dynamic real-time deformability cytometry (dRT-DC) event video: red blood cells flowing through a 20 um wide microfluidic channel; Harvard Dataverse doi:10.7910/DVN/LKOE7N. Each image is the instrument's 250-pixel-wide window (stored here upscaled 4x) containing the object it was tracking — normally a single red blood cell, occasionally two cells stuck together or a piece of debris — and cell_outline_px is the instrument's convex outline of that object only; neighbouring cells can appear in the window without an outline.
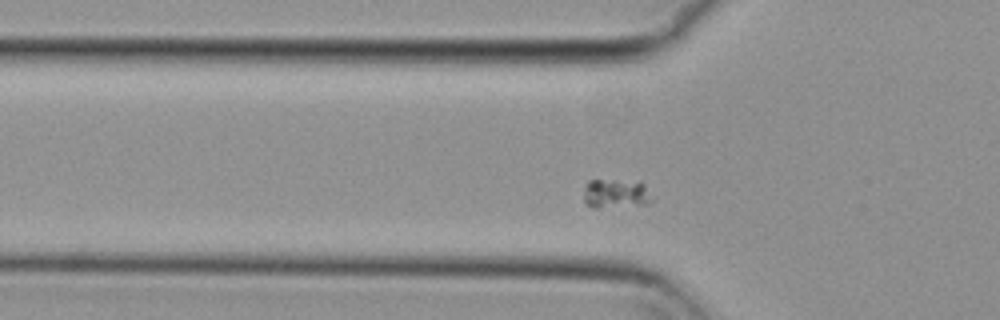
{"species": "common noctule bat (a hibernating species)", "species_latin": "Nyctalus noctula", "temperature_condition": "cold", "stored_images_in_passage": 36, "camera_frame_rate_fps": 3000, "um_per_image_px": 0.085, "animal": {"sex": "female", "body_mass_g": 29.2, "forearm_length_mm": 56.3}, "frame": {"image": 1, "passage_image": 9, "time_ms": 2.667, "image_size_px": [1000, 320], "cell_outline_px": [[648, 204], [600, 208], [592, 208], [584, 200], [584, 188], [588, 180], [640, 180], [644, 184], [648, 200]], "centroid_in_image_um": [52.26, 16.44], "position_along_channel_um": 73.5, "area_um2": 11.5}}
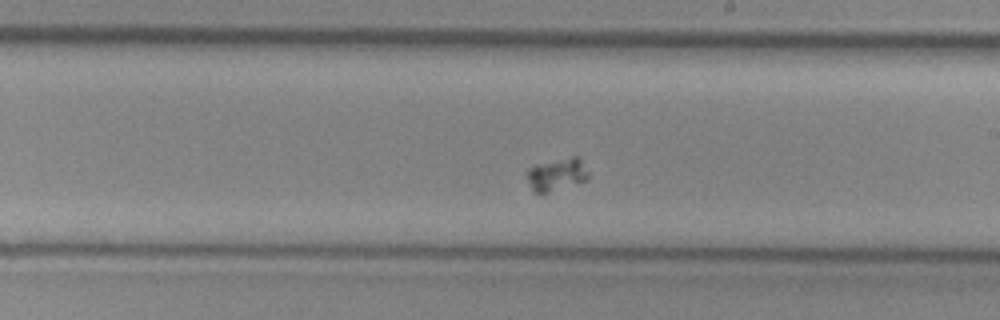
{"frame": {"image": 2, "passage_image": 23, "time_ms": 7.333, "image_size_px": [1000, 320], "cell_outline_px": [[588, 176], [584, 180], [548, 192], [532, 192], [528, 180], [528, 168], [536, 164], [572, 156], [576, 156], [580, 160], [588, 172]], "centroid_in_image_um": [47.28, 14.81], "position_along_channel_um": 241.7, "area_um2": 11.21}}
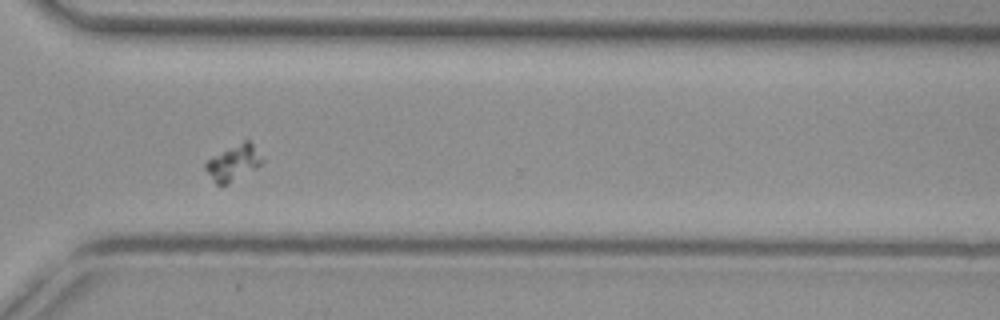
{"frame": {"image": 3, "passage_image": 32, "time_ms": 10.333, "image_size_px": [1000, 320], "cell_outline_px": [[264, 160], [256, 168], [228, 184], [216, 184], [212, 180], [204, 168], [204, 164], [208, 160], [244, 140], [248, 140], [252, 144]], "centroid_in_image_um": [19.84, 13.86], "position_along_channel_um": 350.8, "area_um2": 11.33}}